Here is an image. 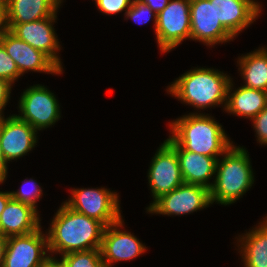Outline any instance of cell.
Here are the masks:
<instances>
[{"mask_svg":"<svg viewBox=\"0 0 267 267\" xmlns=\"http://www.w3.org/2000/svg\"><path fill=\"white\" fill-rule=\"evenodd\" d=\"M105 226L98 220L76 212L65 203L55 214L48 234V251L65 255L100 249Z\"/></svg>","mask_w":267,"mask_h":267,"instance_id":"6da1fadb","label":"cell"},{"mask_svg":"<svg viewBox=\"0 0 267 267\" xmlns=\"http://www.w3.org/2000/svg\"><path fill=\"white\" fill-rule=\"evenodd\" d=\"M171 146H181L184 150L207 156H221L233 142L222 126L205 113L183 115L170 124Z\"/></svg>","mask_w":267,"mask_h":267,"instance_id":"7a4b0ae2","label":"cell"},{"mask_svg":"<svg viewBox=\"0 0 267 267\" xmlns=\"http://www.w3.org/2000/svg\"><path fill=\"white\" fill-rule=\"evenodd\" d=\"M212 68H195L177 78L168 88L169 94L197 109H207L227 101L231 77Z\"/></svg>","mask_w":267,"mask_h":267,"instance_id":"3957f363","label":"cell"},{"mask_svg":"<svg viewBox=\"0 0 267 267\" xmlns=\"http://www.w3.org/2000/svg\"><path fill=\"white\" fill-rule=\"evenodd\" d=\"M248 151L231 145L217 159L216 176L210 189L211 203L230 205L241 198L254 183V175Z\"/></svg>","mask_w":267,"mask_h":267,"instance_id":"277c9868","label":"cell"},{"mask_svg":"<svg viewBox=\"0 0 267 267\" xmlns=\"http://www.w3.org/2000/svg\"><path fill=\"white\" fill-rule=\"evenodd\" d=\"M71 198L64 203L89 218L100 221L105 227L121 217L119 196L106 188L71 189Z\"/></svg>","mask_w":267,"mask_h":267,"instance_id":"5b68a950","label":"cell"},{"mask_svg":"<svg viewBox=\"0 0 267 267\" xmlns=\"http://www.w3.org/2000/svg\"><path fill=\"white\" fill-rule=\"evenodd\" d=\"M19 111L21 113L16 116L37 132L54 125L61 117L55 95L44 85L39 84L27 88L21 94Z\"/></svg>","mask_w":267,"mask_h":267,"instance_id":"8992f818","label":"cell"},{"mask_svg":"<svg viewBox=\"0 0 267 267\" xmlns=\"http://www.w3.org/2000/svg\"><path fill=\"white\" fill-rule=\"evenodd\" d=\"M190 25V0H170L158 13L154 30L160 51L169 52L184 39H190Z\"/></svg>","mask_w":267,"mask_h":267,"instance_id":"52a82bcc","label":"cell"},{"mask_svg":"<svg viewBox=\"0 0 267 267\" xmlns=\"http://www.w3.org/2000/svg\"><path fill=\"white\" fill-rule=\"evenodd\" d=\"M211 203L210 190L201 185L182 183L150 203L149 213L163 215H184L208 207Z\"/></svg>","mask_w":267,"mask_h":267,"instance_id":"ba28073f","label":"cell"},{"mask_svg":"<svg viewBox=\"0 0 267 267\" xmlns=\"http://www.w3.org/2000/svg\"><path fill=\"white\" fill-rule=\"evenodd\" d=\"M41 228L26 235L8 237L2 267H42L53 254L47 256L48 238Z\"/></svg>","mask_w":267,"mask_h":267,"instance_id":"9c48e42d","label":"cell"},{"mask_svg":"<svg viewBox=\"0 0 267 267\" xmlns=\"http://www.w3.org/2000/svg\"><path fill=\"white\" fill-rule=\"evenodd\" d=\"M147 176L153 202L184 183L176 150L166 140L152 158Z\"/></svg>","mask_w":267,"mask_h":267,"instance_id":"30bf717a","label":"cell"},{"mask_svg":"<svg viewBox=\"0 0 267 267\" xmlns=\"http://www.w3.org/2000/svg\"><path fill=\"white\" fill-rule=\"evenodd\" d=\"M190 39L212 46L235 38L217 19L215 1L190 0Z\"/></svg>","mask_w":267,"mask_h":267,"instance_id":"8fae6325","label":"cell"},{"mask_svg":"<svg viewBox=\"0 0 267 267\" xmlns=\"http://www.w3.org/2000/svg\"><path fill=\"white\" fill-rule=\"evenodd\" d=\"M57 15L23 24H8L9 30L22 41L46 54L61 70L62 63L58 54L61 49L53 27Z\"/></svg>","mask_w":267,"mask_h":267,"instance_id":"7c38bea8","label":"cell"},{"mask_svg":"<svg viewBox=\"0 0 267 267\" xmlns=\"http://www.w3.org/2000/svg\"><path fill=\"white\" fill-rule=\"evenodd\" d=\"M123 223L120 218L104 228L100 250L105 267H112L113 263L119 261H130L146 250V246L131 232L120 230Z\"/></svg>","mask_w":267,"mask_h":267,"instance_id":"4fadbf2b","label":"cell"},{"mask_svg":"<svg viewBox=\"0 0 267 267\" xmlns=\"http://www.w3.org/2000/svg\"><path fill=\"white\" fill-rule=\"evenodd\" d=\"M37 131L15 114L0 117V144L6 162L17 160L30 152L37 143ZM9 161V162H8Z\"/></svg>","mask_w":267,"mask_h":267,"instance_id":"5bb4252c","label":"cell"},{"mask_svg":"<svg viewBox=\"0 0 267 267\" xmlns=\"http://www.w3.org/2000/svg\"><path fill=\"white\" fill-rule=\"evenodd\" d=\"M21 75L28 71L61 74L62 70L43 52L33 48L8 30L0 39Z\"/></svg>","mask_w":267,"mask_h":267,"instance_id":"9a60e30c","label":"cell"},{"mask_svg":"<svg viewBox=\"0 0 267 267\" xmlns=\"http://www.w3.org/2000/svg\"><path fill=\"white\" fill-rule=\"evenodd\" d=\"M210 1H215L217 19L234 37L256 20L262 7L255 0Z\"/></svg>","mask_w":267,"mask_h":267,"instance_id":"2e32d148","label":"cell"},{"mask_svg":"<svg viewBox=\"0 0 267 267\" xmlns=\"http://www.w3.org/2000/svg\"><path fill=\"white\" fill-rule=\"evenodd\" d=\"M38 214L32 206L11 198L0 215V234L8 238L38 230L41 227Z\"/></svg>","mask_w":267,"mask_h":267,"instance_id":"e0dca14e","label":"cell"},{"mask_svg":"<svg viewBox=\"0 0 267 267\" xmlns=\"http://www.w3.org/2000/svg\"><path fill=\"white\" fill-rule=\"evenodd\" d=\"M178 155L184 183L201 185L209 190L213 186L210 179L216 173L218 156H207L184 150L181 146H172Z\"/></svg>","mask_w":267,"mask_h":267,"instance_id":"ac0fdd59","label":"cell"},{"mask_svg":"<svg viewBox=\"0 0 267 267\" xmlns=\"http://www.w3.org/2000/svg\"><path fill=\"white\" fill-rule=\"evenodd\" d=\"M62 0H6L8 24H23L57 14Z\"/></svg>","mask_w":267,"mask_h":267,"instance_id":"d6986e66","label":"cell"},{"mask_svg":"<svg viewBox=\"0 0 267 267\" xmlns=\"http://www.w3.org/2000/svg\"><path fill=\"white\" fill-rule=\"evenodd\" d=\"M232 86L231 79L227 91L226 112L252 120L267 106L265 91L245 86L232 90Z\"/></svg>","mask_w":267,"mask_h":267,"instance_id":"ffe728a7","label":"cell"},{"mask_svg":"<svg viewBox=\"0 0 267 267\" xmlns=\"http://www.w3.org/2000/svg\"><path fill=\"white\" fill-rule=\"evenodd\" d=\"M244 267H267V222L263 220L238 239Z\"/></svg>","mask_w":267,"mask_h":267,"instance_id":"44dd1931","label":"cell"},{"mask_svg":"<svg viewBox=\"0 0 267 267\" xmlns=\"http://www.w3.org/2000/svg\"><path fill=\"white\" fill-rule=\"evenodd\" d=\"M237 63L245 87L265 91L267 88V48L261 47L239 57Z\"/></svg>","mask_w":267,"mask_h":267,"instance_id":"7402d4cb","label":"cell"},{"mask_svg":"<svg viewBox=\"0 0 267 267\" xmlns=\"http://www.w3.org/2000/svg\"><path fill=\"white\" fill-rule=\"evenodd\" d=\"M60 262L64 267H105L100 249L61 255Z\"/></svg>","mask_w":267,"mask_h":267,"instance_id":"603a6c76","label":"cell"},{"mask_svg":"<svg viewBox=\"0 0 267 267\" xmlns=\"http://www.w3.org/2000/svg\"><path fill=\"white\" fill-rule=\"evenodd\" d=\"M29 183L31 184L32 188L25 190L24 185H28ZM38 185L39 184H37L36 180H33L32 178L29 181H24L19 190L12 192L10 191L11 198L18 202L30 205L37 210V201L40 200V197L43 195L42 189L40 185Z\"/></svg>","mask_w":267,"mask_h":267,"instance_id":"cb8c5ba5","label":"cell"},{"mask_svg":"<svg viewBox=\"0 0 267 267\" xmlns=\"http://www.w3.org/2000/svg\"><path fill=\"white\" fill-rule=\"evenodd\" d=\"M157 16L153 10H151L143 1L133 0L128 11L125 13V19H132L137 24H146L153 17L154 27L157 26Z\"/></svg>","mask_w":267,"mask_h":267,"instance_id":"d4e9b609","label":"cell"},{"mask_svg":"<svg viewBox=\"0 0 267 267\" xmlns=\"http://www.w3.org/2000/svg\"><path fill=\"white\" fill-rule=\"evenodd\" d=\"M21 76L15 61L8 55L4 46L0 43V78L14 84Z\"/></svg>","mask_w":267,"mask_h":267,"instance_id":"484cf974","label":"cell"},{"mask_svg":"<svg viewBox=\"0 0 267 267\" xmlns=\"http://www.w3.org/2000/svg\"><path fill=\"white\" fill-rule=\"evenodd\" d=\"M133 0H95L98 9L106 15L128 11ZM126 9V10H125Z\"/></svg>","mask_w":267,"mask_h":267,"instance_id":"4316f807","label":"cell"},{"mask_svg":"<svg viewBox=\"0 0 267 267\" xmlns=\"http://www.w3.org/2000/svg\"><path fill=\"white\" fill-rule=\"evenodd\" d=\"M252 121L257 135V141L261 145H267V106Z\"/></svg>","mask_w":267,"mask_h":267,"instance_id":"83f0119b","label":"cell"},{"mask_svg":"<svg viewBox=\"0 0 267 267\" xmlns=\"http://www.w3.org/2000/svg\"><path fill=\"white\" fill-rule=\"evenodd\" d=\"M12 83L0 78V117L3 115L2 110L9 101Z\"/></svg>","mask_w":267,"mask_h":267,"instance_id":"f1b7e54d","label":"cell"},{"mask_svg":"<svg viewBox=\"0 0 267 267\" xmlns=\"http://www.w3.org/2000/svg\"><path fill=\"white\" fill-rule=\"evenodd\" d=\"M156 14L166 8L170 0H141Z\"/></svg>","mask_w":267,"mask_h":267,"instance_id":"f546056e","label":"cell"},{"mask_svg":"<svg viewBox=\"0 0 267 267\" xmlns=\"http://www.w3.org/2000/svg\"><path fill=\"white\" fill-rule=\"evenodd\" d=\"M8 30L6 4L0 3V39Z\"/></svg>","mask_w":267,"mask_h":267,"instance_id":"4dcf8cb0","label":"cell"},{"mask_svg":"<svg viewBox=\"0 0 267 267\" xmlns=\"http://www.w3.org/2000/svg\"><path fill=\"white\" fill-rule=\"evenodd\" d=\"M7 169V162L0 144V184L6 180V176L8 173Z\"/></svg>","mask_w":267,"mask_h":267,"instance_id":"1f68e13d","label":"cell"},{"mask_svg":"<svg viewBox=\"0 0 267 267\" xmlns=\"http://www.w3.org/2000/svg\"><path fill=\"white\" fill-rule=\"evenodd\" d=\"M6 248H7V237L0 234V267L3 265V261L6 254Z\"/></svg>","mask_w":267,"mask_h":267,"instance_id":"d6a6232c","label":"cell"},{"mask_svg":"<svg viewBox=\"0 0 267 267\" xmlns=\"http://www.w3.org/2000/svg\"><path fill=\"white\" fill-rule=\"evenodd\" d=\"M11 199V193L9 192H2L0 191V215L5 209L6 204Z\"/></svg>","mask_w":267,"mask_h":267,"instance_id":"836d02e7","label":"cell"},{"mask_svg":"<svg viewBox=\"0 0 267 267\" xmlns=\"http://www.w3.org/2000/svg\"><path fill=\"white\" fill-rule=\"evenodd\" d=\"M42 267H64L60 260L55 257H51Z\"/></svg>","mask_w":267,"mask_h":267,"instance_id":"e575fe53","label":"cell"},{"mask_svg":"<svg viewBox=\"0 0 267 267\" xmlns=\"http://www.w3.org/2000/svg\"><path fill=\"white\" fill-rule=\"evenodd\" d=\"M6 2V0H0V3H5Z\"/></svg>","mask_w":267,"mask_h":267,"instance_id":"d590c367","label":"cell"},{"mask_svg":"<svg viewBox=\"0 0 267 267\" xmlns=\"http://www.w3.org/2000/svg\"><path fill=\"white\" fill-rule=\"evenodd\" d=\"M265 94H266V101H267V88H266V90H265Z\"/></svg>","mask_w":267,"mask_h":267,"instance_id":"8d00e7d4","label":"cell"}]
</instances>
